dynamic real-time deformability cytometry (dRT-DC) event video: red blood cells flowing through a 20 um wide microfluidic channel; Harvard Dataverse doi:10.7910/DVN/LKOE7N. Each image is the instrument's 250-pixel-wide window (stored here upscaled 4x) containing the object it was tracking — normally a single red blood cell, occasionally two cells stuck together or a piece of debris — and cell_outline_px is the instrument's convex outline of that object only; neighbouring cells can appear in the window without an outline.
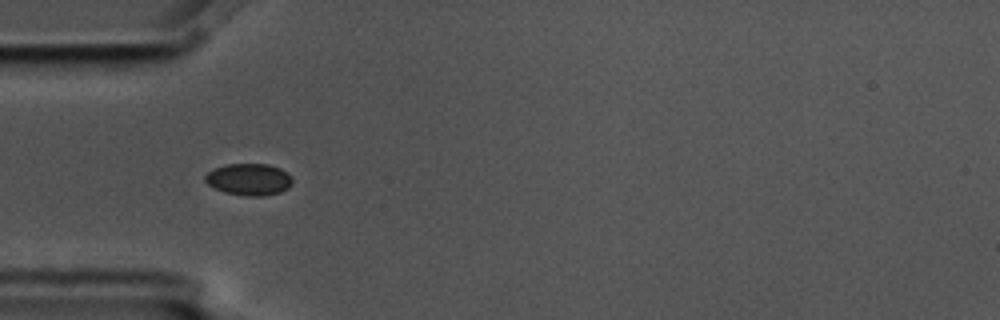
{"species": "common noctule bat (a hibernating species)", "species_latin": "Nyctalus noctula", "temperature_condition": "cold", "stored_images_in_passage": 11, "camera_frame_rate_fps": 3000, "um_per_image_px": 0.085, "animal": {"sex": "male", "body_mass_g": 17.5, "forearm_length_mm": 52.3}, "frame": {"image": 1, "passage_image": 5, "time_ms": 1.333, "image_size_px": [1000, 320], "cell_outline_px": [[292, 184], [288, 188], [280, 192], [264, 196], [244, 196], [224, 192], [208, 184], [204, 180], [204, 176], [212, 168], [228, 164], [268, 164], [280, 168], [288, 172], [292, 176]], "centroid_in_image_um": [21.17, 15.24], "position_along_channel_um": 63.8, "area_um2": 16.36}}
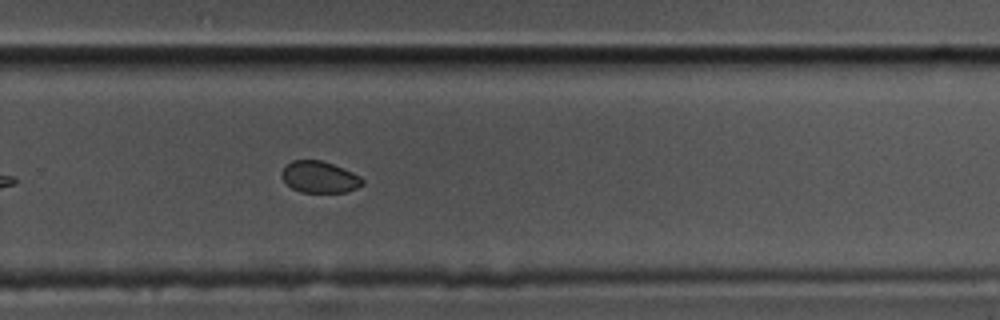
{"frame": {"image": 2, "passage_image": 11, "time_ms": 3.333, "image_size_px": [1000, 320], "cell_outline_px": [[364, 184], [348, 192], [300, 192], [292, 188], [280, 176], [284, 168], [292, 160], [320, 160], [332, 164], [352, 172], [360, 176], [364, 180]], "centroid_in_image_um": [27.17, 15.06], "position_along_channel_um": 302.6, "area_um2": 14.74}}